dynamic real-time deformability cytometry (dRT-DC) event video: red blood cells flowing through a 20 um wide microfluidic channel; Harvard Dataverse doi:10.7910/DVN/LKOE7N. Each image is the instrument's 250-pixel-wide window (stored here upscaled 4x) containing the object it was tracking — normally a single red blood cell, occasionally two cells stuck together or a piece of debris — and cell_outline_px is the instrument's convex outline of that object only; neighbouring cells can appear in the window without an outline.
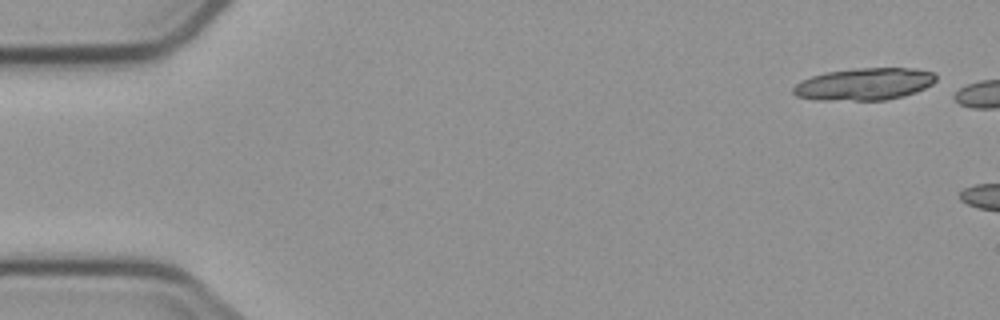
{"species": "common noctule bat (a hibernating species)", "species_latin": "Nyctalus noctula", "temperature_condition": "cold", "stored_images_in_passage": 2, "camera_frame_rate_fps": 3000, "um_per_image_px": 0.085, "animal": {"sex": "male", "body_mass_g": 23.1, "forearm_length_mm": 52.7}, "frame": {"image": 1, "passage_image": 1, "time_ms": 0.0, "image_size_px": [1000, 320], "cell_outline_px": [[936, 80], [932, 84], [916, 92], [904, 96], [884, 100], [816, 100], [796, 96], [792, 92], [792, 88], [800, 80], [824, 72], [856, 68], [916, 68], [932, 72], [936, 76]], "centroid_in_image_um": [73.44, 7.14], "position_along_channel_um": 11.6, "area_um2": 26.93}}